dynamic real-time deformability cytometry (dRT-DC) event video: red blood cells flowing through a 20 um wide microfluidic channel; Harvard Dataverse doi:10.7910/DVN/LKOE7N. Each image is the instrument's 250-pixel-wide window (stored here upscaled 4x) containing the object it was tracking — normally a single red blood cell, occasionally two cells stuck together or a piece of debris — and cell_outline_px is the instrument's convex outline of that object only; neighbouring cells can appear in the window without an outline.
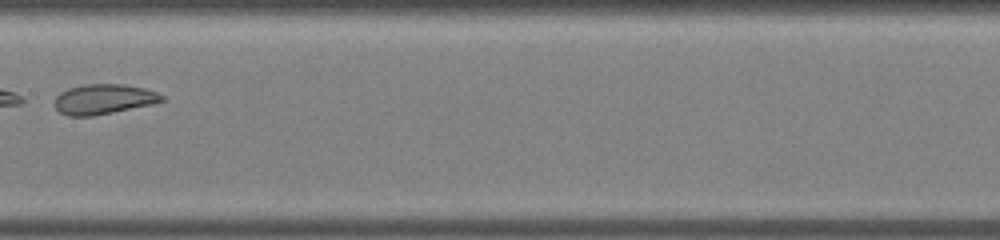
{"species": "common noctule bat (a hibernating species)", "species_latin": "Nyctalus noctula", "temperature_condition": "warm", "stored_images_in_passage": 31, "camera_frame_rate_fps": 3000, "um_per_image_px": 0.085, "animal": {"sex": "male", "body_mass_g": 19.0, "forearm_length_mm": 50.8}, "frame": {"image": 1, "passage_image": 14, "time_ms": 4.333, "image_size_px": [1000, 240], "cell_outline_px": [[164, 100], [152, 104], [92, 116], [68, 116], [60, 112], [56, 108], [56, 96], [60, 92], [68, 88], [84, 84], [124, 84], [144, 88], [156, 92], [164, 96]], "centroid_in_image_um": [8.8, 8.42], "position_along_channel_um": 198.6, "area_um2": 18.61}}